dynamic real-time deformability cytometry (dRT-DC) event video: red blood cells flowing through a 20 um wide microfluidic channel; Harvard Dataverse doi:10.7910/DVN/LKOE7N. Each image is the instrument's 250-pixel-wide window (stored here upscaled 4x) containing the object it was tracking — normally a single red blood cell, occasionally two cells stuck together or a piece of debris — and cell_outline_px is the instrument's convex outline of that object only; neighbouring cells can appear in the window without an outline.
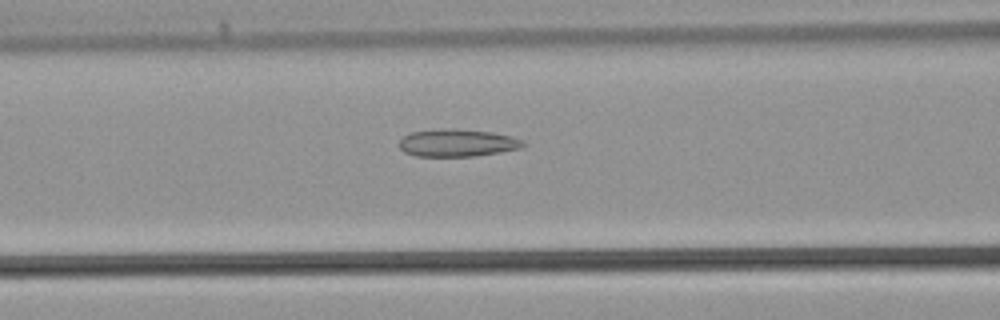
{"species": "common noctule bat (a hibernating species)", "species_latin": "Nyctalus noctula", "temperature_condition": "warm", "stored_images_in_passage": 35, "camera_frame_rate_fps": 3000, "um_per_image_px": 0.085, "animal": {"sex": "male", "body_mass_g": 21.5, "forearm_length_mm": 52.0}, "frame": {"image": 1, "passage_image": 11, "time_ms": 3.333, "image_size_px": [1000, 320], "cell_outline_px": [[528, 144], [520, 148], [500, 152], [476, 156], [416, 156], [404, 152], [400, 148], [400, 140], [404, 136], [412, 132], [440, 128], [456, 128], [492, 132], [512, 136], [524, 140]], "centroid_in_image_um": [38.91, 12.13], "position_along_channel_um": 127.7, "area_um2": 20.06}}
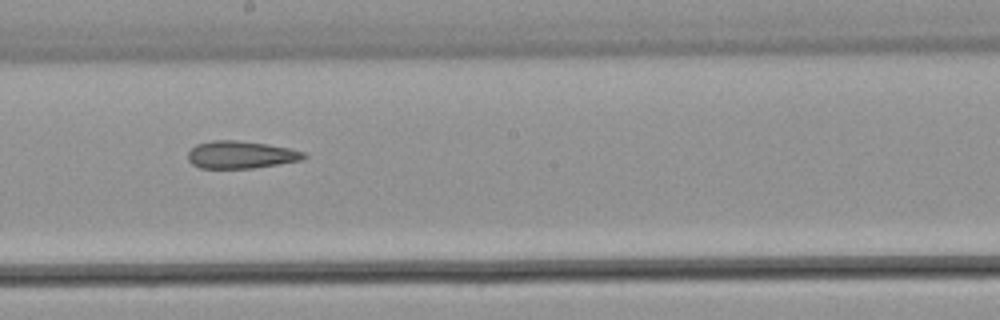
{"frame": {"image": 2, "passage_image": 17, "time_ms": 5.333, "image_size_px": [1000, 320], "cell_outline_px": [[308, 156], [304, 160], [252, 168], [200, 168], [192, 164], [188, 160], [188, 152], [196, 144], [212, 140], [236, 140], [268, 144], [292, 148], [304, 152]], "centroid_in_image_um": [20.5, 13.15], "position_along_channel_um": 227.7, "area_um2": 18.73}}
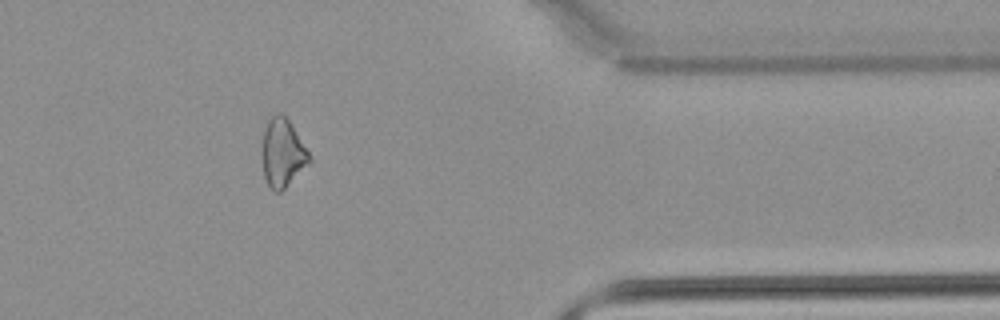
{"frame": {"image": 3, "passage_image": 28, "time_ms": 9.0, "image_size_px": [1000, 320], "cell_outline_px": [[312, 160], [280, 192], [276, 192], [268, 184], [264, 176], [260, 152], [264, 128], [268, 120], [276, 112], [280, 112], [288, 120], [312, 156]], "centroid_in_image_um": [23.99, 12.98], "position_along_channel_um": 387.4, "area_um2": 18.84}}